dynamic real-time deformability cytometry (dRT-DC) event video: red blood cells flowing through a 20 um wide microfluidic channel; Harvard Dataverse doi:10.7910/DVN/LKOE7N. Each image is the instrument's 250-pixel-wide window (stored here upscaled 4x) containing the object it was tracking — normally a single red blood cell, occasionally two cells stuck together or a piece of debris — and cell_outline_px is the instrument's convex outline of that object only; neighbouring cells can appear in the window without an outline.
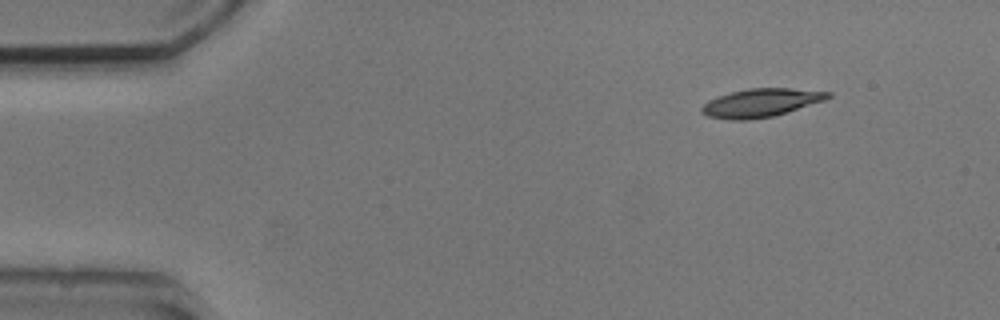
{"species": "common noctule bat (a hibernating species)", "species_latin": "Nyctalus noctula", "temperature_condition": "cold", "stored_images_in_passage": 46, "camera_frame_rate_fps": 3000, "um_per_image_px": 0.085, "animal": {"sex": "male", "body_mass_g": 20.5, "forearm_length_mm": 52.5}, "frame": {"image": 1, "passage_image": 1, "time_ms": 0.0, "image_size_px": [1000, 320], "cell_outline_px": [[832, 96], [824, 100], [772, 116], [744, 120], [732, 120], [708, 116], [700, 112], [700, 108], [708, 100], [716, 96], [748, 88], [792, 88], [832, 92]], "centroid_in_image_um": [64.64, 8.72], "position_along_channel_um": 20.4, "area_um2": 20.63}}
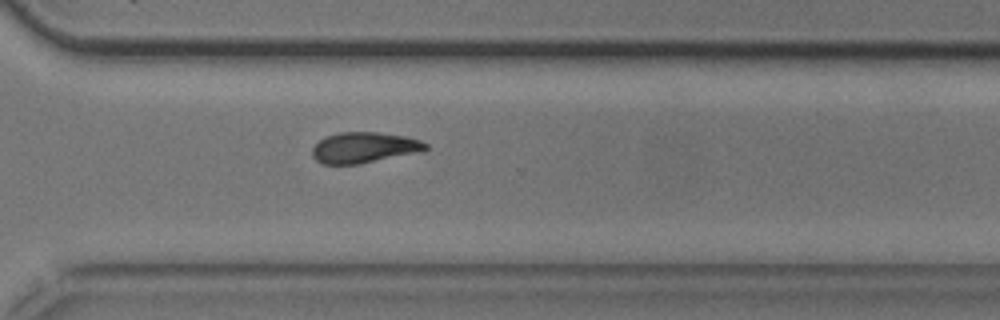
{"frame": {"image": 2, "passage_image": 33, "time_ms": 10.667, "image_size_px": [1000, 320], "cell_outline_px": [[428, 148], [424, 152], [360, 164], [324, 164], [316, 160], [312, 156], [312, 148], [324, 136], [340, 132], [376, 132], [404, 136], [420, 140], [428, 144]], "centroid_in_image_um": [30.98, 12.55], "position_along_channel_um": 339.6, "area_um2": 20.58}}
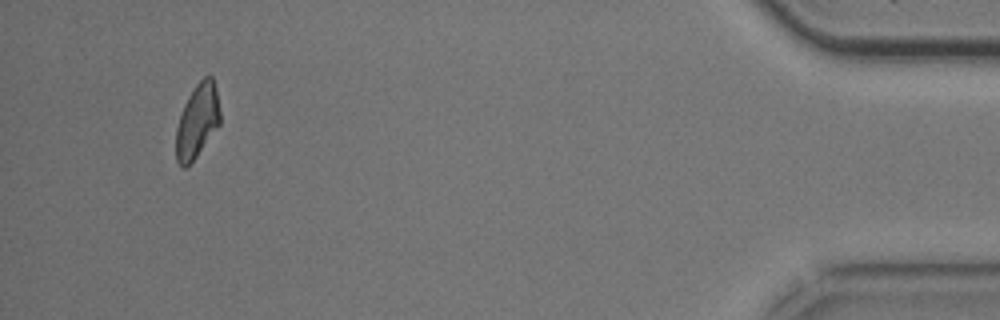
{"frame": {"image": 3, "passage_image": 45, "time_ms": 14.667, "image_size_px": [1000, 320], "cell_outline_px": [[220, 124], [196, 156], [184, 168], [176, 160], [176, 128], [184, 104], [188, 96], [196, 84], [204, 76], [212, 76], [216, 88], [220, 112]], "centroid_in_image_um": [16.77, 10.25], "position_along_channel_um": 418.4, "area_um2": 18.73}}